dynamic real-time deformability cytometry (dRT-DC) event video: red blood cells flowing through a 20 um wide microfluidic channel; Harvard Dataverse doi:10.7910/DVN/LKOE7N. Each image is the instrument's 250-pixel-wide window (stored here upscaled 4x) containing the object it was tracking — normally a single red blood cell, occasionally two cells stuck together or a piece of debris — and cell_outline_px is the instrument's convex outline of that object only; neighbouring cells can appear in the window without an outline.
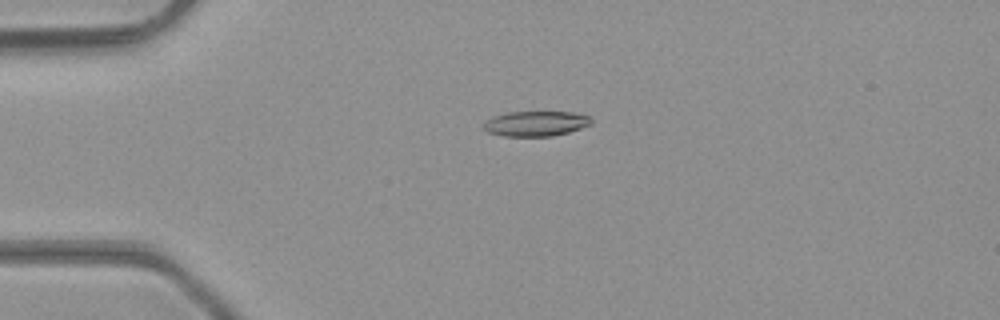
{"species": "common noctule bat (a hibernating species)", "species_latin": "Nyctalus noctula", "temperature_condition": "room temperature", "stored_images_in_passage": 33, "camera_frame_rate_fps": 3000, "um_per_image_px": 0.085, "animal": {"sex": "male", "body_mass_g": 23.1, "forearm_length_mm": 52.7}, "frame": {"image": 1, "passage_image": 1, "time_ms": 0.0, "image_size_px": [1000, 320], "cell_outline_px": [[592, 124], [568, 132], [552, 136], [504, 136], [488, 132], [484, 128], [484, 124], [488, 120], [496, 116], [508, 112], [572, 112], [588, 116], [592, 120]], "centroid_in_image_um": [45.57, 10.51], "position_along_channel_um": 39.4, "area_um2": 15.49}}
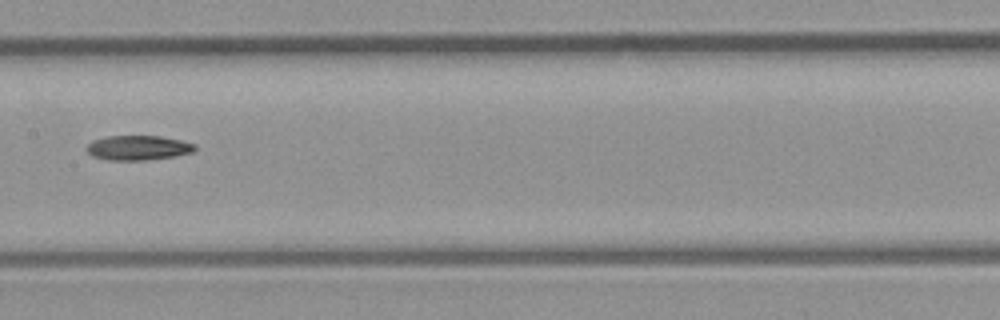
{"frame": {"image": 2, "passage_image": 14, "time_ms": 4.333, "image_size_px": [1000, 320], "cell_outline_px": [[196, 148], [192, 152], [176, 156], [144, 160], [108, 160], [92, 156], [84, 148], [92, 140], [108, 136], [160, 136], [180, 140], [196, 144]], "centroid_in_image_um": [11.72, 12.56], "position_along_channel_um": 195.7, "area_um2": 15.61}}
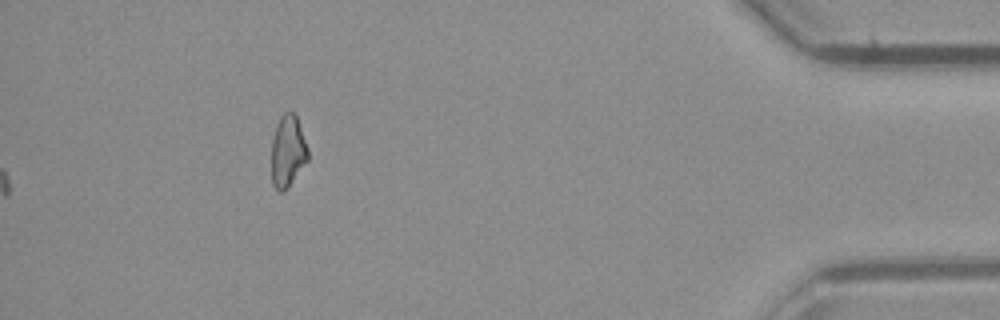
{"frame": {"image": 3, "passage_image": 33, "time_ms": 10.667, "image_size_px": [1000, 320], "cell_outline_px": [[308, 160], [288, 188], [280, 192], [272, 184], [272, 140], [276, 124], [280, 116], [284, 112], [292, 112], [296, 116], [308, 148]], "centroid_in_image_um": [24.46, 12.86], "position_along_channel_um": 410.7, "area_um2": 15.2}}